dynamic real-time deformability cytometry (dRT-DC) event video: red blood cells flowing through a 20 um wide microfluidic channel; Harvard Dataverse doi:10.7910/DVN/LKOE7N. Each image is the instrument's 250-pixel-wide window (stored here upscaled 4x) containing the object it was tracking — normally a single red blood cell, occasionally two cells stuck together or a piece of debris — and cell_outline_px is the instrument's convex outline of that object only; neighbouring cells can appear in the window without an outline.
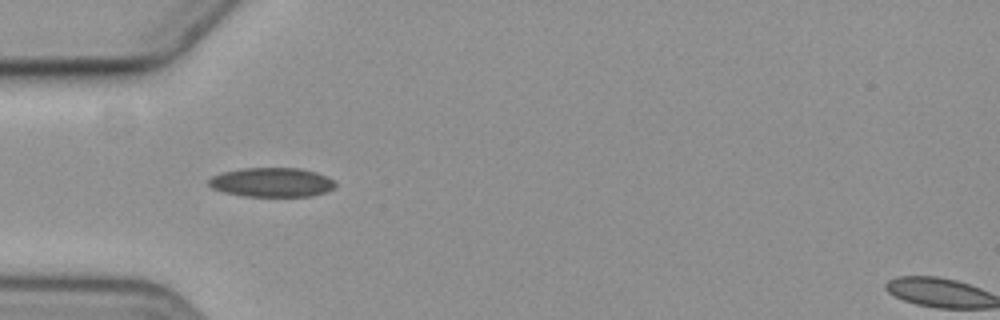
{"species": "common noctule bat (a hibernating species)", "species_latin": "Nyctalus noctula", "temperature_condition": "cold", "stored_images_in_passage": 9, "camera_frame_rate_fps": 3000, "um_per_image_px": 0.085, "animal": {"sex": "female", "body_mass_g": 19.3, "forearm_length_mm": 54.1}, "frame": {"image": 1, "passage_image": 3, "time_ms": 2.333, "image_size_px": [1000, 320], "cell_outline_px": [[336, 184], [332, 188], [324, 192], [312, 196], [244, 196], [224, 192], [212, 188], [208, 184], [208, 180], [212, 176], [224, 172], [244, 168], [300, 168], [316, 172], [328, 176]], "centroid_in_image_um": [23.09, 15.49], "position_along_channel_um": 61.9, "area_um2": 21.44}}
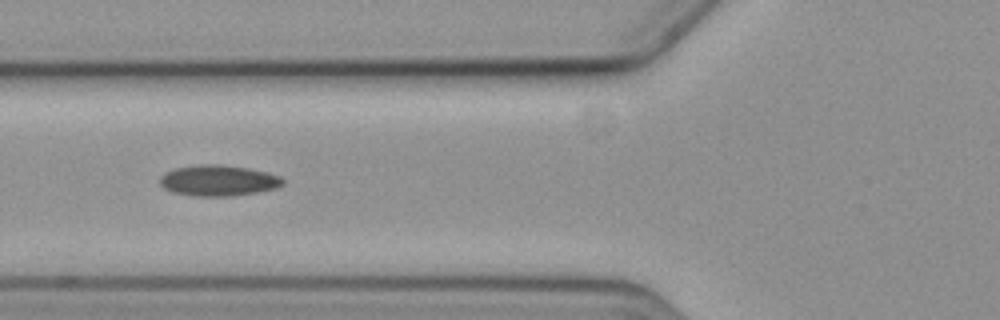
{"frame": {"image": 2, "passage_image": 4, "time_ms": 3.667, "image_size_px": [1000, 320], "cell_outline_px": [[284, 184], [276, 188], [256, 192], [232, 196], [192, 196], [172, 192], [164, 188], [160, 184], [160, 176], [164, 172], [176, 168], [196, 164], [220, 164], [248, 168], [268, 172], [280, 176], [284, 180]], "centroid_in_image_um": [18.54, 15.34], "position_along_channel_um": 107.3, "area_um2": 22.31}}
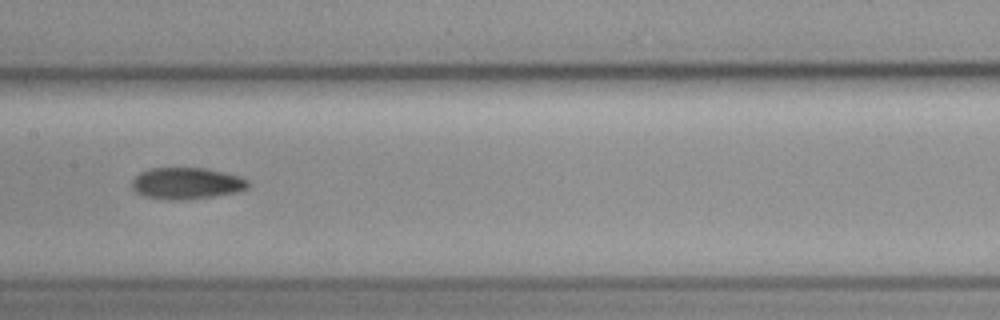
{"frame": {"image": 3, "passage_image": 6, "time_ms": 6.0, "image_size_px": [1000, 320], "cell_outline_px": [[252, 184], [248, 188], [236, 192], [216, 196], [184, 200], [168, 200], [144, 196], [136, 192], [132, 188], [132, 180], [140, 172], [148, 168], [204, 168], [224, 172], [240, 176], [248, 180]], "centroid_in_image_um": [15.88, 15.59], "position_along_channel_um": 191.5, "area_um2": 21.62}}